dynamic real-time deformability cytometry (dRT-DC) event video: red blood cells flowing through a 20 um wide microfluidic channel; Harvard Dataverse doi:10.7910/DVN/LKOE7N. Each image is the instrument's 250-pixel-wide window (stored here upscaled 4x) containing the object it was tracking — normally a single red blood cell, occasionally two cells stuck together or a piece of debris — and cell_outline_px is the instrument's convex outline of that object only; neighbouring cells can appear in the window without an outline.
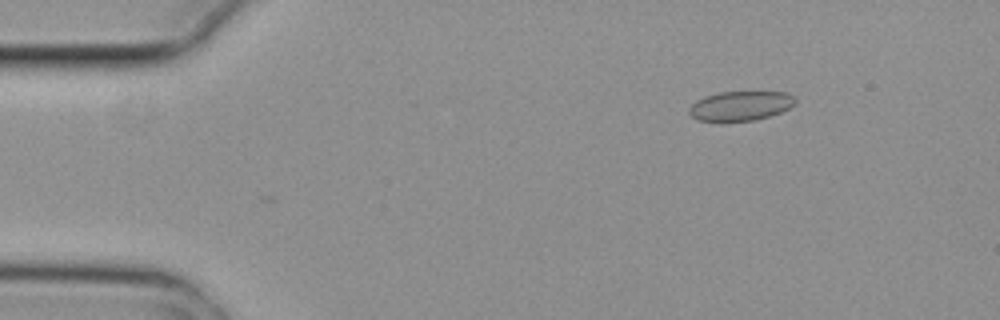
{"species": "common noctule bat (a hibernating species)", "species_latin": "Nyctalus noctula", "temperature_condition": "cold", "stored_images_in_passage": 3, "camera_frame_rate_fps": 3000, "um_per_image_px": 0.085, "animal": {"sex": "female", "body_mass_g": 29.2, "forearm_length_mm": 56.3}, "frame": {"image": 1, "passage_image": 1, "time_ms": 0.0, "image_size_px": [1000, 320], "cell_outline_px": [[796, 104], [780, 112], [756, 120], [720, 124], [696, 120], [688, 112], [688, 108], [696, 100], [704, 96], [720, 92], [788, 92], [796, 100]], "centroid_in_image_um": [62.87, 9.04], "position_along_channel_um": 22.1, "area_um2": 18.9}}